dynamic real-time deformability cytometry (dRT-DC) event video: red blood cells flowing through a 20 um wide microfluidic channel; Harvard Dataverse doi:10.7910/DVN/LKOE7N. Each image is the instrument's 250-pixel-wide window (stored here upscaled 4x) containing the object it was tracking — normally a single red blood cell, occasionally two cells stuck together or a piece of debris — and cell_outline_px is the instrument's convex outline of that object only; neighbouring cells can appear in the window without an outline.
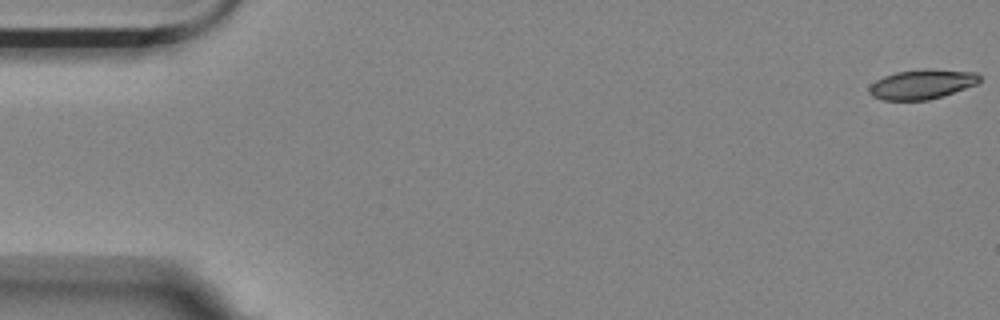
{"species": "Egyptian fruit bat (a non-hibernating species)", "species_latin": "Rousettus aegyptiacus", "temperature_condition": "room temperature", "stored_images_in_passage": 57, "camera_frame_rate_fps": 3000, "um_per_image_px": 0.085, "animal": {"sex": "female"}, "frame": {"image": 1, "passage_image": 1, "time_ms": 0.0, "image_size_px": [1000, 320], "cell_outline_px": [[980, 80], [976, 84], [928, 100], [884, 100], [872, 96], [868, 92], [868, 88], [876, 80], [884, 76], [896, 72], [976, 72], [980, 76]], "centroid_in_image_um": [78.27, 7.22], "position_along_channel_um": 6.7, "area_um2": 17.74}}
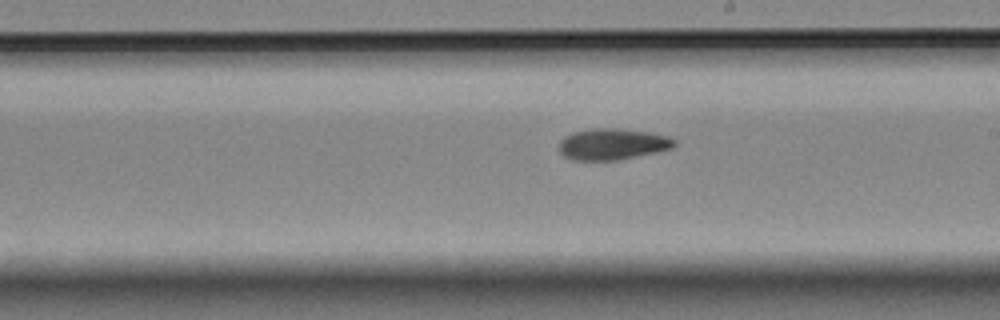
{"frame": {"image": 2, "passage_image": 32, "time_ms": 10.333, "image_size_px": [1000, 320], "cell_outline_px": [[676, 144], [672, 148], [616, 160], [572, 160], [564, 156], [560, 152], [560, 140], [564, 136], [572, 132], [592, 128], [616, 128], [648, 132], [664, 136], [676, 140]], "centroid_in_image_um": [52.0, 12.24], "position_along_channel_um": 237.0, "area_um2": 20.75}}
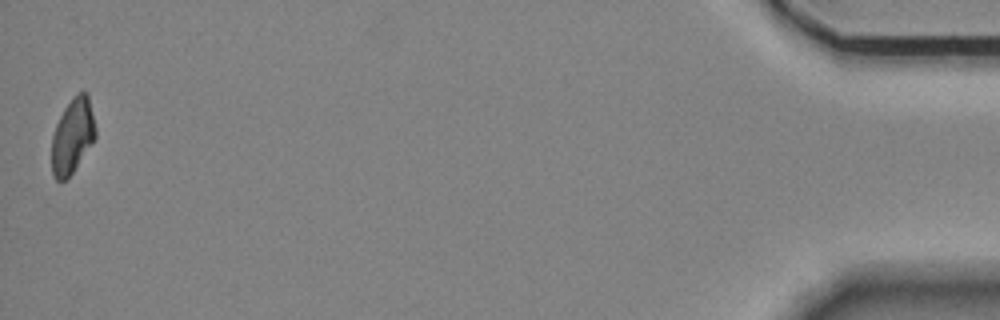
{"frame": {"image": 3, "passage_image": 56, "time_ms": 18.333, "image_size_px": [1000, 320], "cell_outline_px": [[96, 136], [72, 172], [64, 180], [56, 180], [52, 176], [52, 136], [56, 124], [64, 108], [72, 96], [76, 92], [88, 92], [96, 128]], "centroid_in_image_um": [6.16, 11.5], "position_along_channel_um": 429.0, "area_um2": 19.02}}